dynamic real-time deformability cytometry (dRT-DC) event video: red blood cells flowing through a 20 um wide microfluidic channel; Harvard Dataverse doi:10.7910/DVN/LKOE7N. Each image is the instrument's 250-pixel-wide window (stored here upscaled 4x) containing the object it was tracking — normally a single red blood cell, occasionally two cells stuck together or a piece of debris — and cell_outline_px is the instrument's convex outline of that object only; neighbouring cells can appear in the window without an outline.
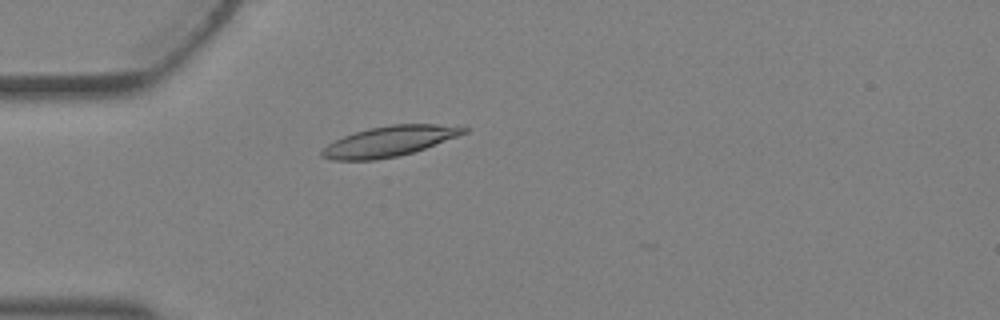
{"species": "Egyptian fruit bat (a non-hibernating species)", "species_latin": "Rousettus aegyptiacus", "temperature_condition": "warm", "stored_images_in_passage": 4, "camera_frame_rate_fps": 3000, "um_per_image_px": 0.085, "animal": {"sex": "female"}, "frame": {"image": 1, "passage_image": 4, "time_ms": 1.0, "image_size_px": [1000, 320], "cell_outline_px": [[468, 132], [424, 148], [412, 152], [396, 156], [376, 160], [332, 160], [320, 156], [320, 152], [328, 144], [344, 136], [368, 128], [392, 124], [436, 124], [468, 128]], "centroid_in_image_um": [33.06, 12.01], "position_along_channel_um": 51.9, "area_um2": 24.68}}